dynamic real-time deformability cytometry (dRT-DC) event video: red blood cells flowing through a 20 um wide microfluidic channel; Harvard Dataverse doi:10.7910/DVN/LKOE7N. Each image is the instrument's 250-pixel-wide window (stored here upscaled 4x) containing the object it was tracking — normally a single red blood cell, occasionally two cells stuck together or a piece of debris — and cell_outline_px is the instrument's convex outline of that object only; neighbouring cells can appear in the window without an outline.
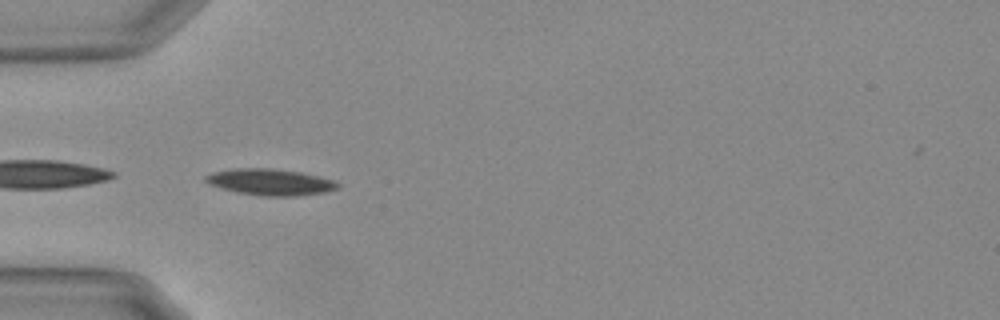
{"species": "Egyptian fruit bat (a non-hibernating species)", "species_latin": "Rousettus aegyptiacus", "temperature_condition": "warm", "stored_images_in_passage": 39, "camera_frame_rate_fps": 3000, "um_per_image_px": 0.085, "animal": {"sex": "female"}, "frame": {"image": 1, "passage_image": 1, "time_ms": 0.0, "image_size_px": [1000, 320], "cell_outline_px": [[340, 188], [324, 192], [296, 196], [260, 196], [236, 192], [220, 188], [204, 180], [204, 176], [212, 172], [232, 168], [268, 168], [300, 172], [320, 176], [336, 180], [340, 184]], "centroid_in_image_um": [22.99, 15.47], "position_along_channel_um": 62.0, "area_um2": 20.46}}
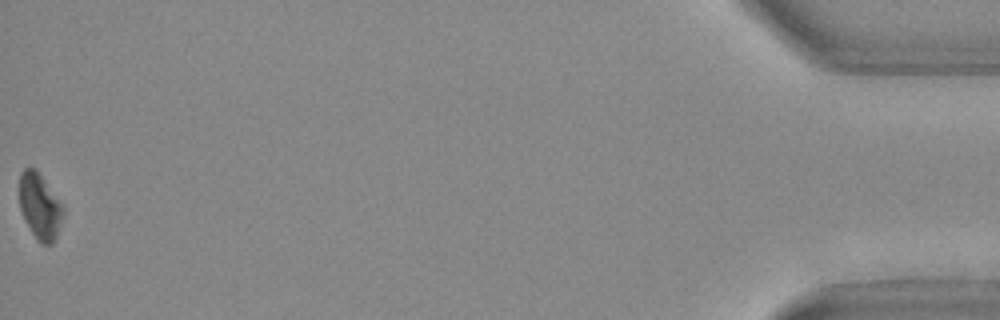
{"frame": {"image": 2, "passage_image": 39, "time_ms": 12.667, "image_size_px": [1000, 320], "cell_outline_px": [[64, 216], [56, 236], [52, 244], [44, 244], [32, 232], [20, 208], [20, 172], [24, 168], [36, 168], [64, 208]], "centroid_in_image_um": [3.4, 17.5], "position_along_channel_um": 431.8, "area_um2": 16.3}, "authors_computed_cell_mechanics": {"area_um2": 19.0162, "velocity_mm_per_s": 3.6965, "shape_relaxation_time_tau1_ms": 3.5373, "shape_relaxation_time_tau2_ms": null, "deformation_change_tau1": 0.144, "deformation_change_tau2": null}}